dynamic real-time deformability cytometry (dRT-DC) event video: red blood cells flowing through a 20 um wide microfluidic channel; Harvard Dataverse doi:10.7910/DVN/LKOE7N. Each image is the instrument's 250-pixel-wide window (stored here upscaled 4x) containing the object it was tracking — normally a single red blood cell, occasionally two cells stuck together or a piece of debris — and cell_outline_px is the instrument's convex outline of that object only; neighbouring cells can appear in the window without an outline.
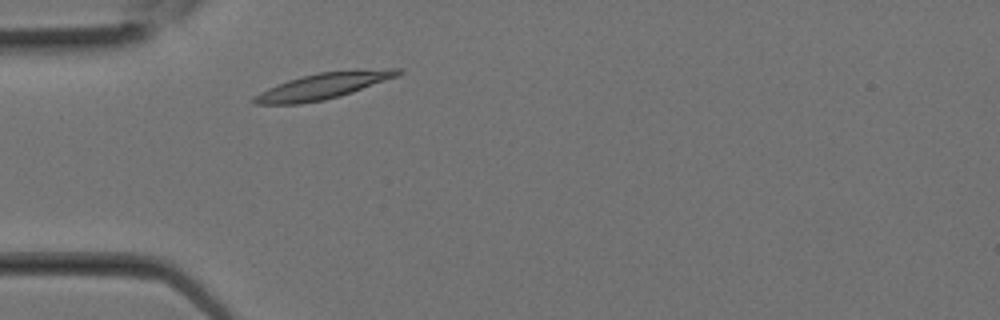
{"species": "Egyptian fruit bat (a non-hibernating species)", "species_latin": "Rousettus aegyptiacus", "temperature_condition": "room temperature", "stored_images_in_passage": 7, "camera_frame_rate_fps": 3000, "um_per_image_px": 0.085, "animal": {"sex": "female"}, "frame": {"image": 1, "passage_image": 2, "time_ms": 0.333, "image_size_px": [1000, 320], "cell_outline_px": [[404, 72], [396, 76], [352, 92], [340, 96], [324, 100], [300, 104], [256, 104], [248, 100], [252, 96], [268, 88], [288, 80], [300, 76], [320, 72], [388, 68], [404, 68]], "centroid_in_image_um": [27.43, 7.31], "position_along_channel_um": 57.6, "area_um2": 21.79}}
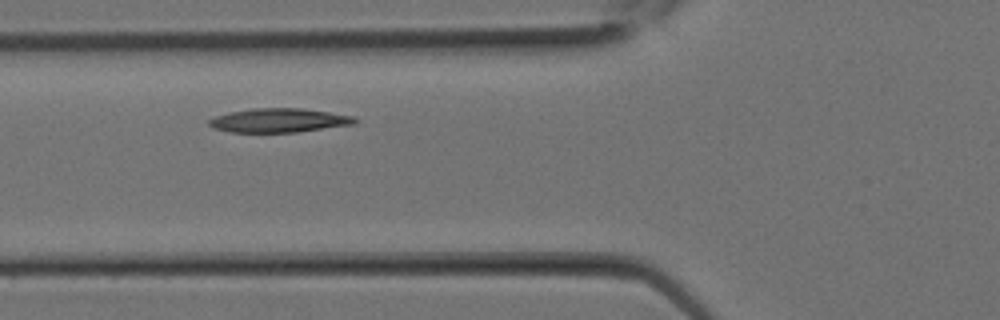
{"frame": {"image": 2, "passage_image": 4, "time_ms": 1.0, "image_size_px": [1000, 320], "cell_outline_px": [[360, 120], [356, 124], [296, 132], [228, 132], [212, 128], [208, 124], [208, 120], [216, 116], [228, 112], [252, 108], [300, 108], [356, 116]], "centroid_in_image_um": [23.73, 10.23], "position_along_channel_um": 102.1, "area_um2": 20.58}}
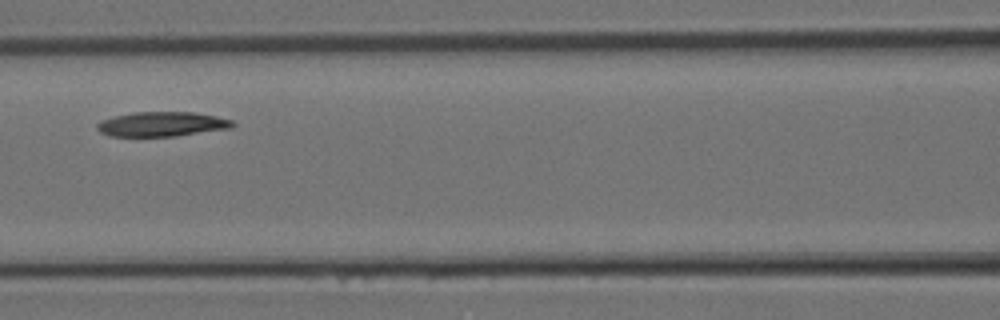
{"frame": {"image": 3, "passage_image": 6, "time_ms": 1.667, "image_size_px": [1000, 320], "cell_outline_px": [[236, 124], [232, 128], [176, 136], [108, 136], [100, 132], [96, 128], [96, 124], [100, 120], [132, 112], [196, 112], [216, 116], [232, 120]], "centroid_in_image_um": [13.77, 10.55], "position_along_channel_um": 152.8, "area_um2": 19.59}}